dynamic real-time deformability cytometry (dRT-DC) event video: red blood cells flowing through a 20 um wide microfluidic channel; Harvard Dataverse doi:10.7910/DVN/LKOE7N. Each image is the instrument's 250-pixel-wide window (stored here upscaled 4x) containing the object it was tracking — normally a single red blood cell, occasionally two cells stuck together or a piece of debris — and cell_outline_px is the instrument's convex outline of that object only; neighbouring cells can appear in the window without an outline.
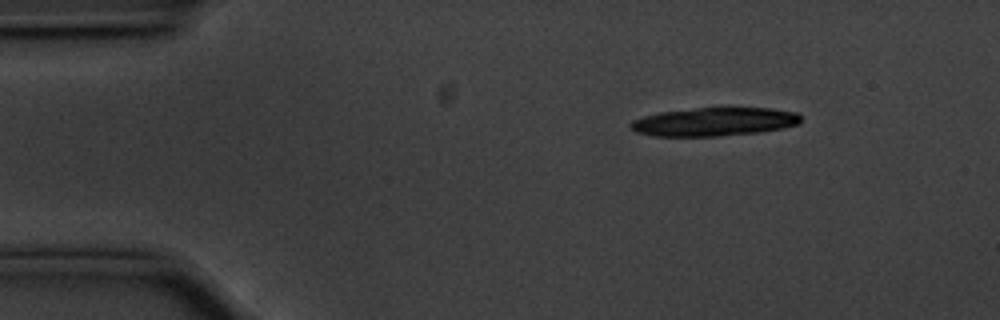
{"species": "common noctule bat (a hibernating species)", "species_latin": "Nyctalus noctula", "temperature_condition": "cold", "stored_images_in_passage": 14, "camera_frame_rate_fps": 3000, "um_per_image_px": 0.085, "animal": {"sex": "male", "body_mass_g": 20.1, "forearm_length_mm": 53.5}, "frame": {"image": 1, "passage_image": 3, "time_ms": 0.667, "image_size_px": [1000, 320], "cell_outline_px": [[800, 124], [784, 128], [760, 132], [720, 136], [656, 136], [636, 132], [628, 124], [632, 120], [644, 116], [660, 112], [720, 104], [772, 108], [796, 112], [800, 116]], "centroid_in_image_um": [60.76, 10.3], "position_along_channel_um": 24.2, "area_um2": 29.54}}